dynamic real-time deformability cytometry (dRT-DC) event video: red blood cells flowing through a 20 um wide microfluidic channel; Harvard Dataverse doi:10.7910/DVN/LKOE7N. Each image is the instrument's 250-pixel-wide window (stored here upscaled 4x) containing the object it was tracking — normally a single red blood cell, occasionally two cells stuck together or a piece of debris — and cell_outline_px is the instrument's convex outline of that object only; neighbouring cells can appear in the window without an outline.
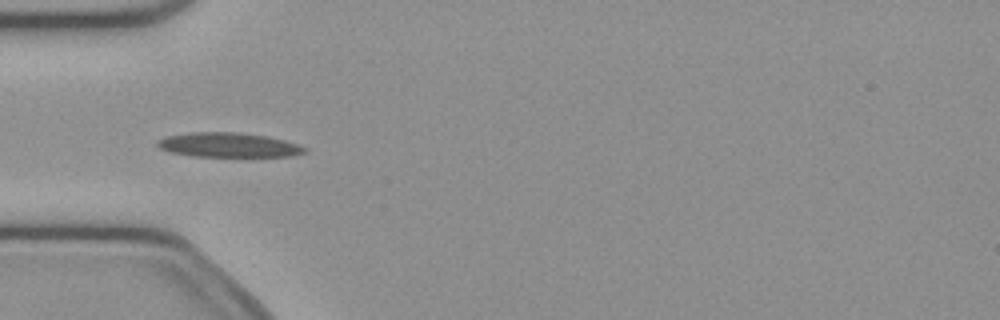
{"species": "common noctule bat (a hibernating species)", "species_latin": "Nyctalus noctula", "temperature_condition": "cold", "stored_images_in_passage": 4, "camera_frame_rate_fps": 3000, "um_per_image_px": 0.085, "animal": {"sex": "female", "body_mass_g": 21.9}, "frame": {"image": 1, "passage_image": 2, "time_ms": 0.333, "image_size_px": [1000, 320], "cell_outline_px": [[308, 152], [292, 156], [192, 156], [168, 152], [160, 148], [156, 144], [156, 140], [164, 136], [192, 132], [240, 132], [268, 136], [284, 140], [308, 148]], "centroid_in_image_um": [19.4, 12.31], "position_along_channel_um": 65.6, "area_um2": 21.21}}